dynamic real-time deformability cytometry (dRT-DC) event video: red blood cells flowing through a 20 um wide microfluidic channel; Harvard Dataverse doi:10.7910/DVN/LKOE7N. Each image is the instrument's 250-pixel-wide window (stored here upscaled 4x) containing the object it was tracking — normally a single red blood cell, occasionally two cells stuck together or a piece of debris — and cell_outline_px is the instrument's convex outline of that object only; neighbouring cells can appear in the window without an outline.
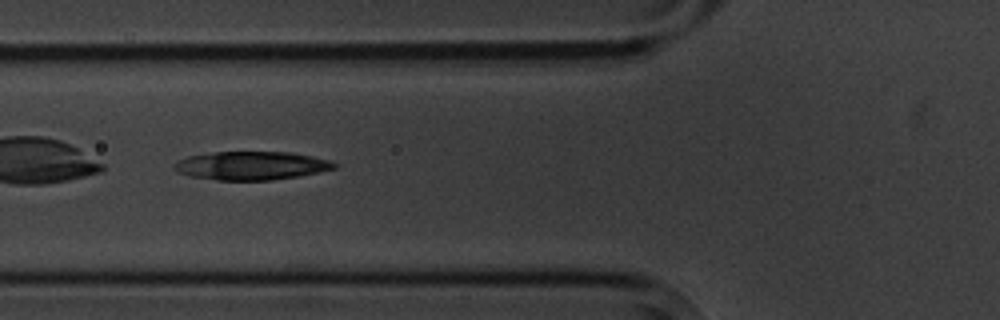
{"species": "common noctule bat (a hibernating species)", "species_latin": "Nyctalus noctula", "temperature_condition": "cold", "stored_images_in_passage": 3, "camera_frame_rate_fps": 3000, "um_per_image_px": 0.085, "animal": {"sex": "male", "body_mass_g": 20.1, "forearm_length_mm": 53.5}, "frame": {"image": 1, "passage_image": 2, "time_ms": 1.333, "image_size_px": [1000, 320], "cell_outline_px": [[340, 164], [336, 168], [320, 172], [272, 180], [216, 180], [192, 176], [176, 172], [172, 168], [172, 164], [176, 160], [188, 156], [212, 152], [292, 152], [332, 160]], "centroid_in_image_um": [21.36, 14.07], "position_along_channel_um": 104.4, "area_um2": 26.82}}